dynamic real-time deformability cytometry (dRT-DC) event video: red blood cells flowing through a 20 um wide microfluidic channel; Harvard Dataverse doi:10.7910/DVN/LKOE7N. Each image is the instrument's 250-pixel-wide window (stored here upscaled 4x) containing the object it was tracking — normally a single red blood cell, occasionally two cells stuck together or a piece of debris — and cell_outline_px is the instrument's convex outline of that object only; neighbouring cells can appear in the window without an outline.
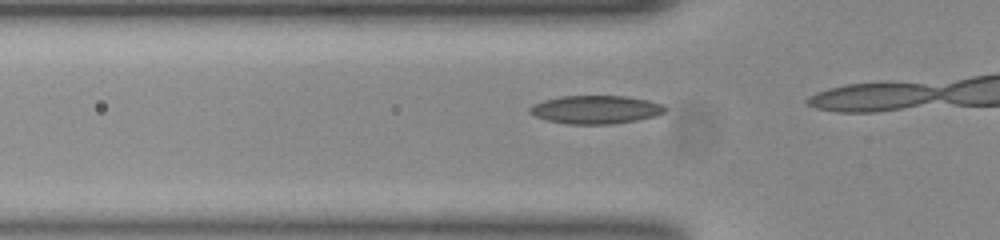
{"species": "common noctule bat (a hibernating species)", "species_latin": "Nyctalus noctula", "temperature_condition": "room temperature", "stored_images_in_passage": 13, "camera_frame_rate_fps": 3000, "um_per_image_px": 0.085, "animal": {"sex": "female", "body_mass_g": 23.0, "forearm_length_mm": 53.4}, "frame": {"image": 1, "passage_image": 11, "time_ms": 3.333, "image_size_px": [1000, 240], "cell_outline_px": [[668, 108], [664, 112], [656, 116], [636, 120], [612, 124], [568, 124], [548, 120], [536, 116], [528, 112], [528, 108], [532, 104], [544, 100], [560, 96], [624, 96], [648, 100], [664, 104]], "centroid_in_image_um": [50.64, 9.31], "position_along_channel_um": 75.2, "area_um2": 22.37}}